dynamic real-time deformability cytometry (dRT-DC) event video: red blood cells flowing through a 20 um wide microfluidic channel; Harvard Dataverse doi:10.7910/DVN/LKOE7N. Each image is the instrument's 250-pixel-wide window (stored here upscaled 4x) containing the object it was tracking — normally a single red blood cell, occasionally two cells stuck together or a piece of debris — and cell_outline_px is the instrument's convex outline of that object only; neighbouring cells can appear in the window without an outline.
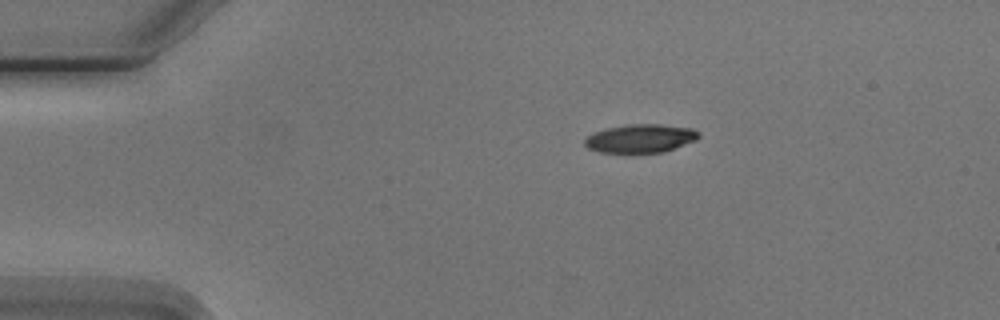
{"species": "Egyptian fruit bat (a non-hibernating species)", "species_latin": "Rousettus aegyptiacus", "temperature_condition": "cold", "stored_images_in_passage": 5, "camera_frame_rate_fps": 3000, "um_per_image_px": 0.085, "animal": {"sex": "male"}, "frame": {"image": 1, "passage_image": 1, "time_ms": 0.0, "image_size_px": [1000, 320], "cell_outline_px": [[700, 136], [696, 140], [664, 152], [600, 152], [588, 148], [584, 144], [584, 140], [588, 136], [604, 128], [628, 124], [660, 124], [692, 128], [700, 132]], "centroid_in_image_um": [54.46, 11.75], "position_along_channel_um": 30.5, "area_um2": 18.84}}
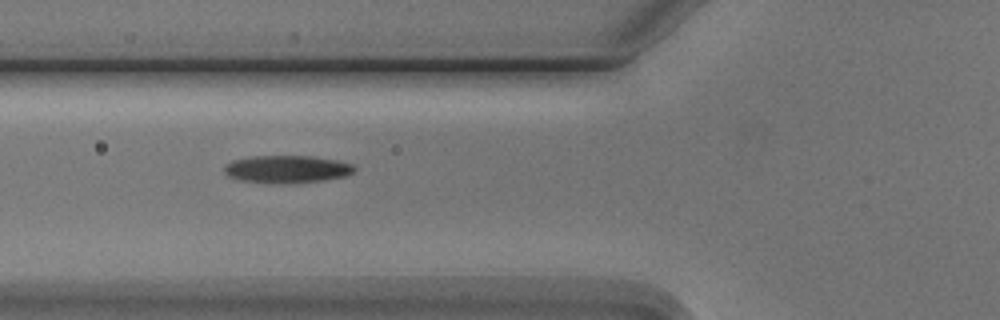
{"frame": {"image": 2, "passage_image": 4, "time_ms": 3.333, "image_size_px": [1000, 320], "cell_outline_px": [[356, 168], [352, 172], [344, 176], [324, 180], [288, 184], [268, 184], [240, 180], [228, 176], [224, 172], [224, 168], [232, 160], [252, 156], [312, 156], [336, 160], [352, 164]], "centroid_in_image_um": [24.36, 14.39], "position_along_channel_um": 101.4, "area_um2": 21.04}}
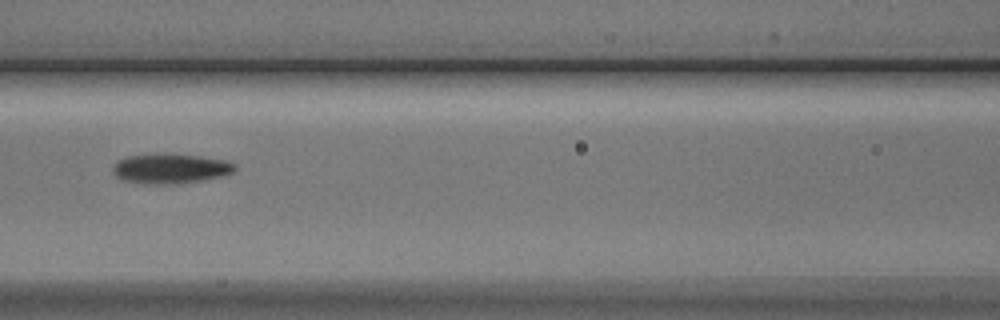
{"frame": {"image": 3, "passage_image": 5, "time_ms": 4.667, "image_size_px": [1000, 320], "cell_outline_px": [[236, 168], [232, 172], [224, 176], [176, 184], [152, 184], [120, 180], [112, 172], [112, 168], [116, 160], [128, 156], [200, 156], [228, 160], [236, 164]], "centroid_in_image_um": [14.5, 14.36], "position_along_channel_um": 152.1, "area_um2": 20.63}}